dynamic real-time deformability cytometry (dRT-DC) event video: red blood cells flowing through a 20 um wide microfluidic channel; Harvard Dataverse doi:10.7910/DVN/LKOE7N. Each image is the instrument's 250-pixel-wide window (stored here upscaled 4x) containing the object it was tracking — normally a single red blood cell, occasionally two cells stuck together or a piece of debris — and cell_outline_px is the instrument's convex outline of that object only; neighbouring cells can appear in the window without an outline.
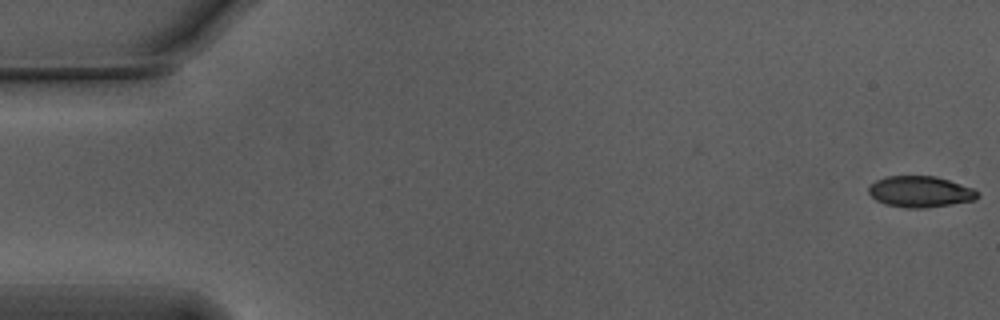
{"species": "Egyptian fruit bat (a non-hibernating species)", "species_latin": "Rousettus aegyptiacus", "temperature_condition": "warm", "stored_images_in_passage": 5, "camera_frame_rate_fps": 3000, "um_per_image_px": 0.085, "animal": {"sex": "male"}, "frame": {"image": 1, "passage_image": 1, "time_ms": 0.0, "image_size_px": [1000, 320], "cell_outline_px": [[980, 196], [976, 200], [952, 204], [924, 208], [908, 208], [884, 204], [876, 200], [868, 192], [868, 188], [876, 180], [888, 176], [936, 176], [972, 188]], "centroid_in_image_um": [78.21, 16.3], "position_along_channel_um": 6.8, "area_um2": 19.65}}